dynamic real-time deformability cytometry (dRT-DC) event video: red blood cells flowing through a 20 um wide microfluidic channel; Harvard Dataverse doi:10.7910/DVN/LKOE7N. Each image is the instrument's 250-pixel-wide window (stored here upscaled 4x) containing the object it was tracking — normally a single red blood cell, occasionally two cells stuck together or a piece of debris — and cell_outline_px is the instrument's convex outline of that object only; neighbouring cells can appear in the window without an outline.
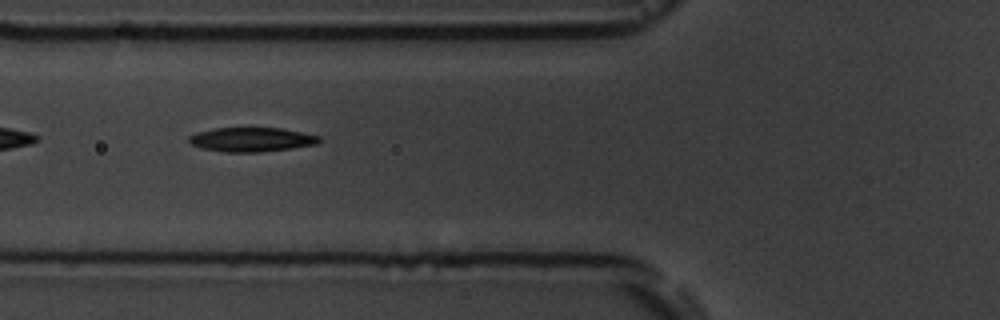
{"species": "common noctule bat (a hibernating species)", "species_latin": "Nyctalus noctula", "temperature_condition": "room temperature", "stored_images_in_passage": 15, "camera_frame_rate_fps": 3000, "um_per_image_px": 0.085, "animal": {"sex": "male", "body_mass_g": 19.5, "forearm_length_mm": 54.6}, "frame": {"image": 1, "passage_image": 6, "time_ms": 6.333, "image_size_px": [1000, 320], "cell_outline_px": [[320, 140], [316, 144], [260, 152], [224, 152], [204, 148], [192, 144], [188, 140], [188, 136], [196, 132], [216, 128], [280, 128], [304, 132], [320, 136]], "centroid_in_image_um": [21.37, 11.85], "position_along_channel_um": 104.4, "area_um2": 18.21}}
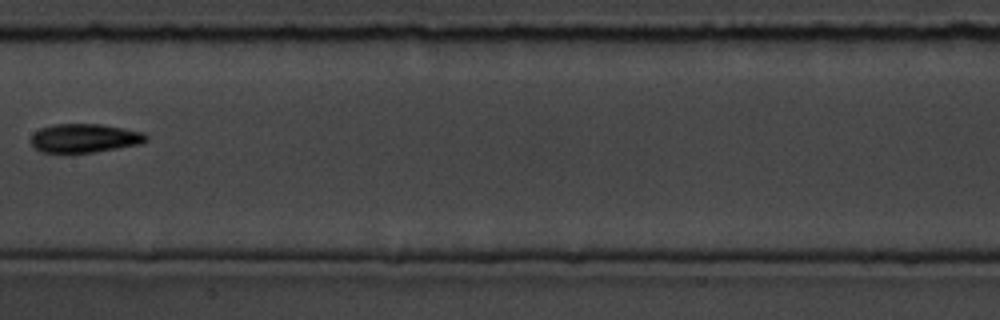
{"frame": {"image": 2, "passage_image": 8, "time_ms": 9.0, "image_size_px": [1000, 320], "cell_outline_px": [[148, 140], [140, 144], [96, 152], [68, 156], [40, 152], [28, 140], [40, 128], [56, 124], [100, 124], [124, 128], [144, 132], [148, 136]], "centroid_in_image_um": [7.16, 11.79], "position_along_channel_um": 200.2, "area_um2": 20.11}}
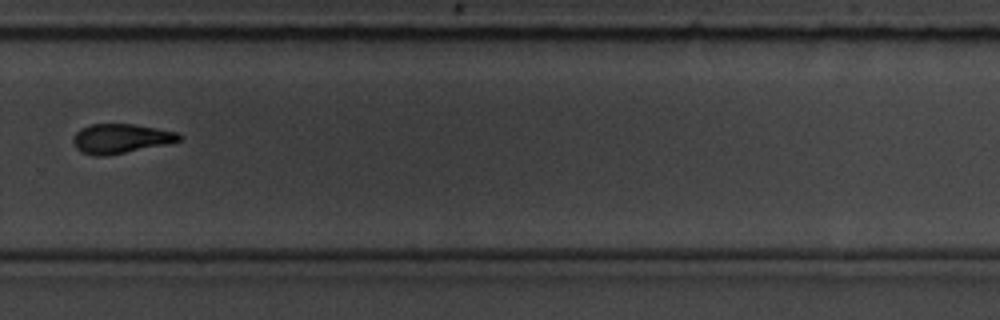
{"frame": {"image": 3, "passage_image": 11, "time_ms": 12.333, "image_size_px": [1000, 320], "cell_outline_px": [[180, 140], [164, 144], [108, 156], [96, 156], [80, 152], [76, 148], [72, 140], [72, 136], [80, 128], [92, 124], [132, 124], [156, 128], [176, 132], [180, 136]], "centroid_in_image_um": [10.17, 11.78], "position_along_channel_um": 319.6, "area_um2": 18.03}, "authors_computed_cell_mechanics": {"area_um2": 18.8428, "velocity_mm_per_s": 3.593, "shape_relaxation_time_tau1_ms": 2.5599, "shape_relaxation_time_tau2_ms": 6.5282, "deformation_change_tau1": 0.118, "deformation_change_tau2": 0.1197}}